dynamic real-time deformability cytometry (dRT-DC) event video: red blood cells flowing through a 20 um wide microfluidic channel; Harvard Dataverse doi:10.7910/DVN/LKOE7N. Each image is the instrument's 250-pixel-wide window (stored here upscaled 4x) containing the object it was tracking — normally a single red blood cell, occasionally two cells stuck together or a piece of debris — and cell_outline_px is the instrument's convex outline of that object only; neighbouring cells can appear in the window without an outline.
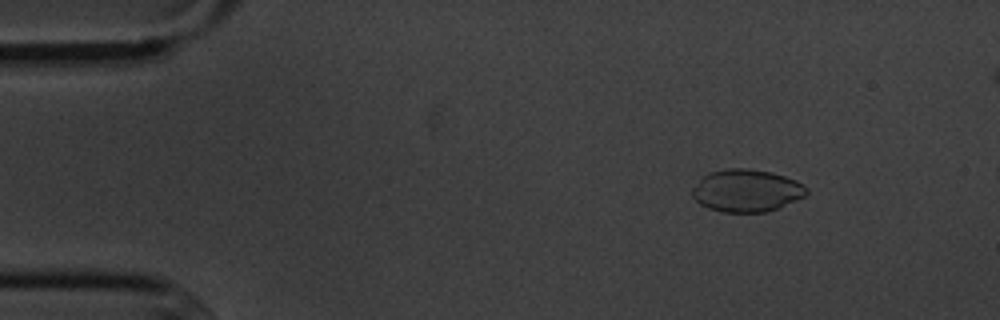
{"species": "common noctule bat (a hibernating species)", "species_latin": "Nyctalus noctula", "temperature_condition": "cold", "stored_images_in_passage": 4, "camera_frame_rate_fps": 3000, "um_per_image_px": 0.085, "animal": {"sex": "male", "body_mass_g": 20.1, "forearm_length_mm": 53.5}, "frame": {"image": 1, "passage_image": 2, "time_ms": 1.333, "image_size_px": [1000, 320], "cell_outline_px": [[808, 192], [804, 196], [780, 208], [768, 212], [724, 212], [708, 208], [700, 204], [692, 196], [692, 188], [708, 172], [728, 168], [748, 168], [772, 172], [796, 180], [808, 188]], "centroid_in_image_um": [63.47, 16.2], "position_along_channel_um": 21.5, "area_um2": 28.38}}